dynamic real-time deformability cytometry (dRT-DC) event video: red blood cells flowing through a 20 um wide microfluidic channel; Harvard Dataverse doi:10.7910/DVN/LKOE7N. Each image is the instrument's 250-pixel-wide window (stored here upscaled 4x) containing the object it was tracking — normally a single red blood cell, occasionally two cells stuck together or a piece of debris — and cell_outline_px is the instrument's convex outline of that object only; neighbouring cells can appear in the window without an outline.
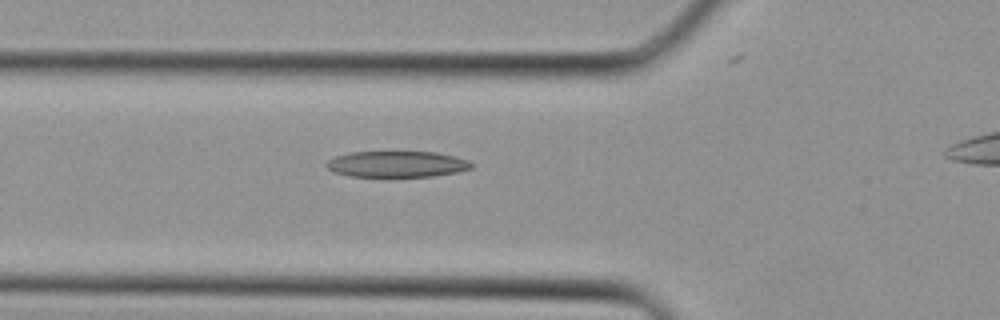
{"species": "Egyptian fruit bat (a non-hibernating species)", "species_latin": "Rousettus aegyptiacus", "temperature_condition": "cold", "stored_images_in_passage": 23, "camera_frame_rate_fps": 3000, "um_per_image_px": 0.085, "animal": {"sex": "female"}, "frame": {"image": 1, "passage_image": 4, "time_ms": 1.0, "image_size_px": [1000, 320], "cell_outline_px": [[472, 168], [456, 172], [432, 176], [388, 180], [348, 176], [332, 172], [324, 164], [328, 160], [336, 156], [352, 152], [436, 152], [456, 156], [468, 160], [472, 164]], "centroid_in_image_um": [33.68, 14.0], "position_along_channel_um": 92.1, "area_um2": 23.18}}
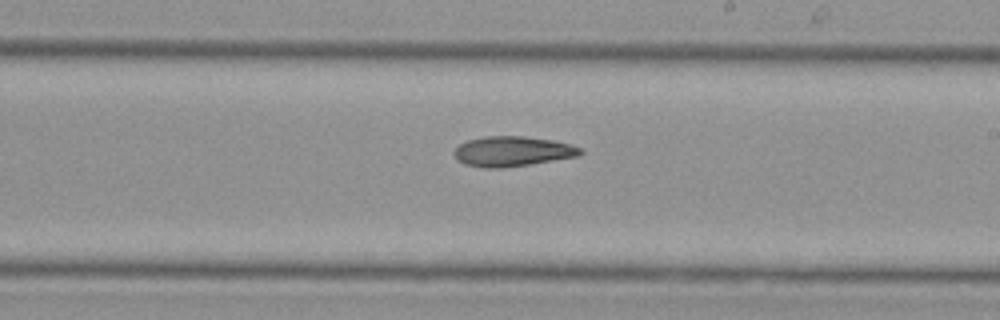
{"frame": {"image": 2, "passage_image": 12, "time_ms": 3.667, "image_size_px": [1000, 320], "cell_outline_px": [[584, 152], [580, 156], [528, 164], [500, 168], [484, 168], [464, 164], [456, 160], [452, 152], [460, 144], [468, 140], [484, 136], [524, 136], [552, 140], [568, 144], [580, 148]], "centroid_in_image_um": [43.52, 12.87], "position_along_channel_um": 245.5, "area_um2": 22.08}}
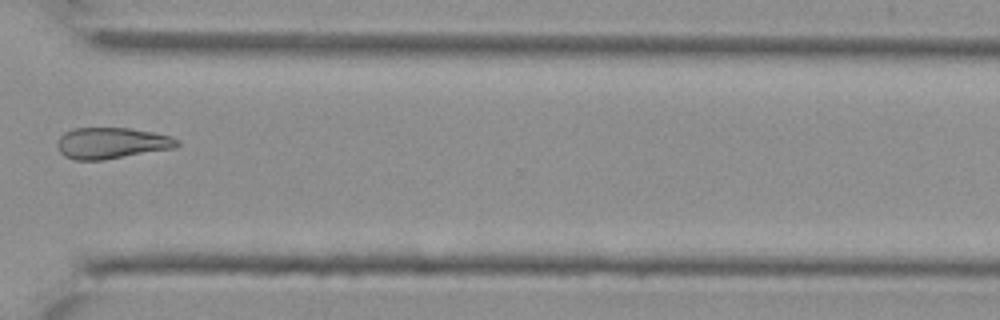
{"frame": {"image": 3, "passage_image": 18, "time_ms": 5.667, "image_size_px": [1000, 320], "cell_outline_px": [[180, 144], [176, 148], [100, 160], [76, 160], [64, 156], [60, 152], [56, 144], [60, 136], [64, 132], [72, 128], [128, 128], [152, 132], [172, 136], [180, 140]], "centroid_in_image_um": [9.49, 12.16], "position_along_channel_um": 361.1, "area_um2": 21.85}}